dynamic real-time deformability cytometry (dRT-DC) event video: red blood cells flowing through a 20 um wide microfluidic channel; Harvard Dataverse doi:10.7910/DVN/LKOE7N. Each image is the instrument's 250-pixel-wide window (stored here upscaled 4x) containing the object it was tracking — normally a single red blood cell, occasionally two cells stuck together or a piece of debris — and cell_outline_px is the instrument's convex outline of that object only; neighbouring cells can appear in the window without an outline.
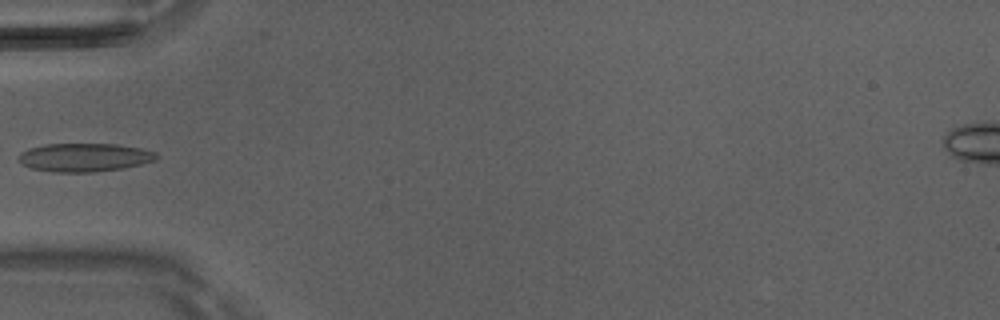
{"species": "Egyptian fruit bat (a non-hibernating species)", "species_latin": "Rousettus aegyptiacus", "temperature_condition": "room temperature", "stored_images_in_passage": 5, "camera_frame_rate_fps": 3000, "um_per_image_px": 0.085, "animal": {"sex": "male"}, "frame": {"image": 1, "passage_image": 4, "time_ms": 1.0, "image_size_px": [1000, 320], "cell_outline_px": [[160, 156], [156, 160], [124, 168], [96, 172], [52, 172], [32, 168], [24, 164], [20, 160], [20, 152], [28, 148], [44, 144], [116, 144], [140, 148], [156, 152]], "centroid_in_image_um": [7.21, 13.38], "position_along_channel_um": 77.8, "area_um2": 22.83}}